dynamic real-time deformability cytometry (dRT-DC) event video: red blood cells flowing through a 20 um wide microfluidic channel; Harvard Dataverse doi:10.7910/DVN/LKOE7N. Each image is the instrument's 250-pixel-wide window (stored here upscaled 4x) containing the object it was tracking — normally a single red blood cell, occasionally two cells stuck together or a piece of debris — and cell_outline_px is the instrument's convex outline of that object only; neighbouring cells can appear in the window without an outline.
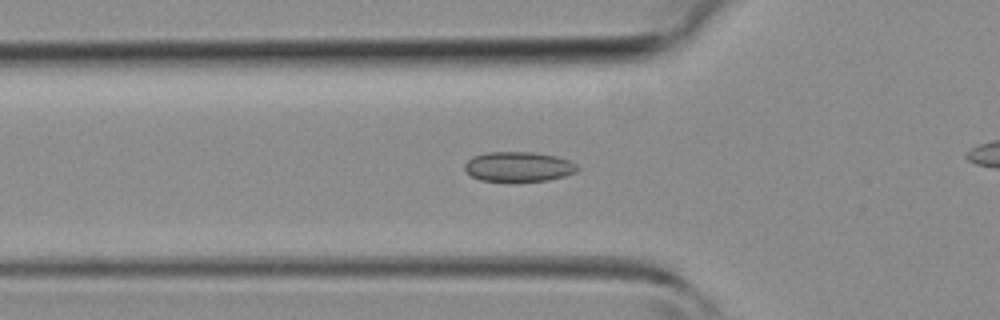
{"species": "common noctule bat (a hibernating species)", "species_latin": "Nyctalus noctula", "temperature_condition": "room temperature", "stored_images_in_passage": 29, "camera_frame_rate_fps": 3000, "um_per_image_px": 0.085, "animal": {"sex": "female", "body_mass_g": 19.3, "forearm_length_mm": 54.1}, "frame": {"image": 1, "passage_image": 6, "time_ms": 1.667, "image_size_px": [1000, 320], "cell_outline_px": [[580, 168], [576, 172], [564, 176], [548, 180], [480, 180], [472, 176], [464, 168], [464, 164], [472, 156], [488, 152], [532, 152], [556, 156], [568, 160], [576, 164]], "centroid_in_image_um": [44.08, 14.15], "position_along_channel_um": 81.7, "area_um2": 19.31}}
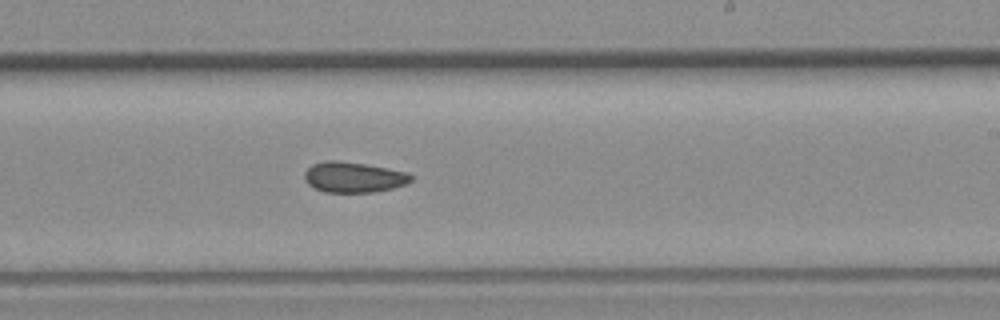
{"frame": {"image": 2, "passage_image": 17, "time_ms": 5.333, "image_size_px": [1000, 320], "cell_outline_px": [[412, 180], [404, 184], [392, 188], [372, 192], [324, 192], [312, 188], [304, 180], [304, 172], [312, 164], [324, 160], [340, 160], [364, 164], [408, 172], [412, 176]], "centroid_in_image_um": [29.99, 15.05], "position_along_channel_um": 259.0, "area_um2": 19.02}}
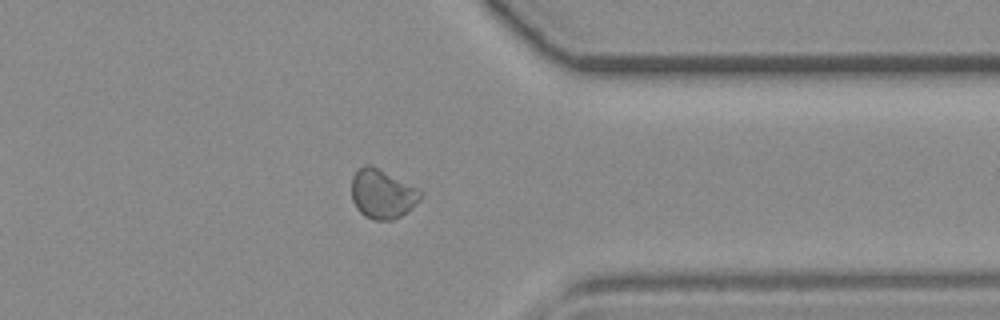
{"frame": {"image": 3, "passage_image": 25, "time_ms": 8.0, "image_size_px": [1000, 320], "cell_outline_px": [[424, 196], [412, 208], [400, 216], [392, 220], [376, 220], [364, 216], [356, 208], [352, 200], [352, 176], [356, 168], [364, 164], [372, 164], [420, 188]], "centroid_in_image_um": [32.51, 16.44], "position_along_channel_um": 378.9, "area_um2": 20.35}}